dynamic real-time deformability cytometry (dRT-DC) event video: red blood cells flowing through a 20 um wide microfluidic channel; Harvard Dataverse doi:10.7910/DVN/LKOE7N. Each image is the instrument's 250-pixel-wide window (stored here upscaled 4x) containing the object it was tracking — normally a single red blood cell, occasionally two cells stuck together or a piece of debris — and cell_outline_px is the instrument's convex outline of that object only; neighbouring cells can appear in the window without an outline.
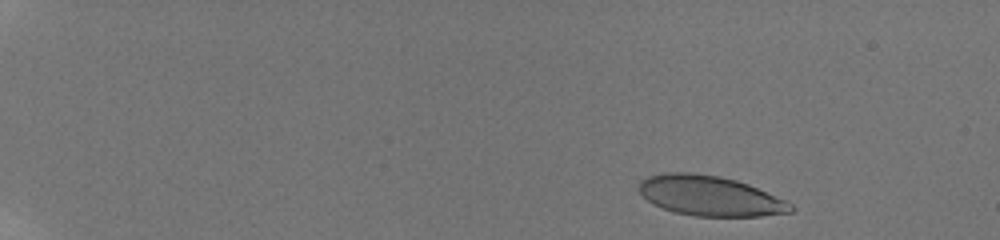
{"species": "human", "species_latin": "Homo sapiens", "temperature_condition": "room temperature", "stored_images_in_passage": 26, "camera_frame_rate_fps": 3000, "um_per_image_px": 0.085, "donor": {"sex": "male"}, "frame": {"image": 1, "passage_image": 2, "time_ms": 0.667, "image_size_px": [1000, 240], "cell_outline_px": [[796, 208], [792, 212], [760, 216], [696, 216], [676, 212], [652, 204], [636, 188], [636, 184], [640, 180], [648, 176], [664, 172], [692, 172], [720, 176], [736, 180], [748, 184], [788, 200]], "centroid_in_image_um": [60.35, 16.63], "position_along_channel_um": 24.6, "area_um2": 35.78}}
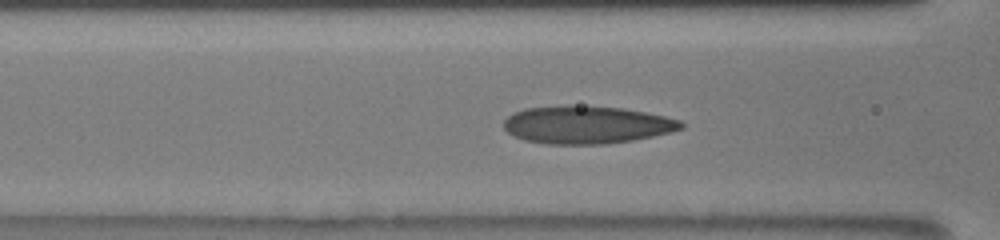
{"frame": {"image": 2, "passage_image": 18, "time_ms": 7.0, "image_size_px": [1000, 240], "cell_outline_px": [[684, 128], [672, 132], [632, 140], [608, 144], [548, 144], [524, 140], [508, 132], [504, 128], [504, 120], [508, 116], [524, 108], [568, 104], [624, 108], [664, 116], [680, 120], [684, 124]], "centroid_in_image_um": [49.87, 10.59], "position_along_channel_um": 116.7, "area_um2": 39.25}}
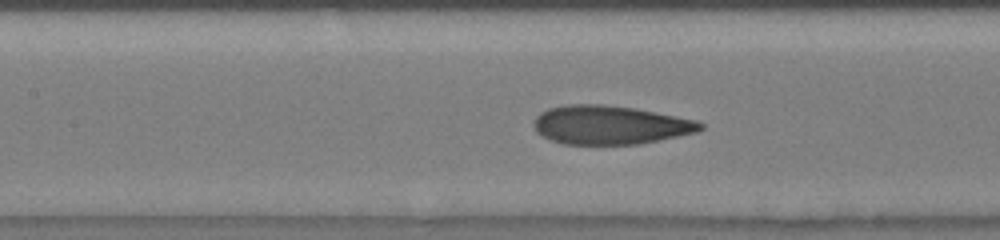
{"frame": {"image": 3, "passage_image": 21, "time_ms": 8.0, "image_size_px": [1000, 240], "cell_outline_px": [[704, 128], [696, 132], [640, 144], [564, 144], [552, 140], [536, 132], [532, 124], [536, 116], [540, 112], [548, 108], [564, 104], [604, 104], [636, 108], [696, 120], [704, 124]], "centroid_in_image_um": [51.83, 10.61], "position_along_channel_um": 155.6, "area_um2": 37.74}}